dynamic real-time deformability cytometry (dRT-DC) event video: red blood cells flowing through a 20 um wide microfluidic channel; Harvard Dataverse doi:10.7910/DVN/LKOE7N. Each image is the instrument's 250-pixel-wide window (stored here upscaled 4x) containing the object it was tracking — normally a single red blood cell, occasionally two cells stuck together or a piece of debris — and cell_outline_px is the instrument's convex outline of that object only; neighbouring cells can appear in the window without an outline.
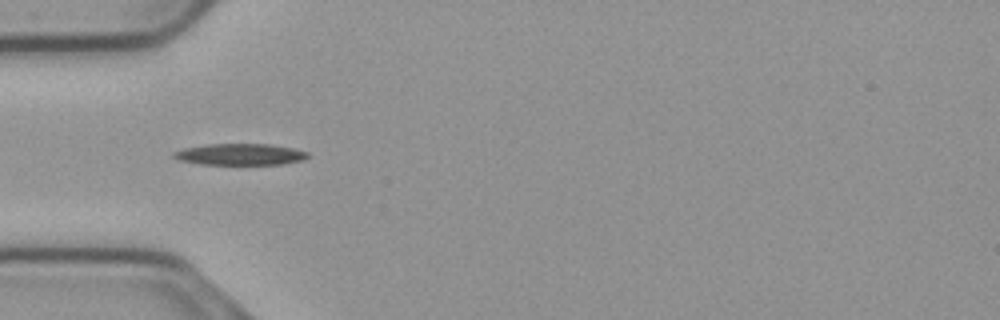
{"species": "common noctule bat (a hibernating species)", "species_latin": "Nyctalus noctula", "temperature_condition": "cold", "stored_images_in_passage": 12, "camera_frame_rate_fps": 3000, "um_per_image_px": 0.085, "animal": {"sex": "male", "body_mass_g": 23.1, "forearm_length_mm": 52.7}, "frame": {"image": 1, "passage_image": 6, "time_ms": 1.667, "image_size_px": [1000, 320], "cell_outline_px": [[308, 156], [304, 160], [284, 164], [200, 164], [180, 160], [172, 156], [172, 152], [184, 148], [208, 144], [268, 144], [292, 148], [308, 152]], "centroid_in_image_um": [20.41, 13.12], "position_along_channel_um": 64.6, "area_um2": 16.65}}
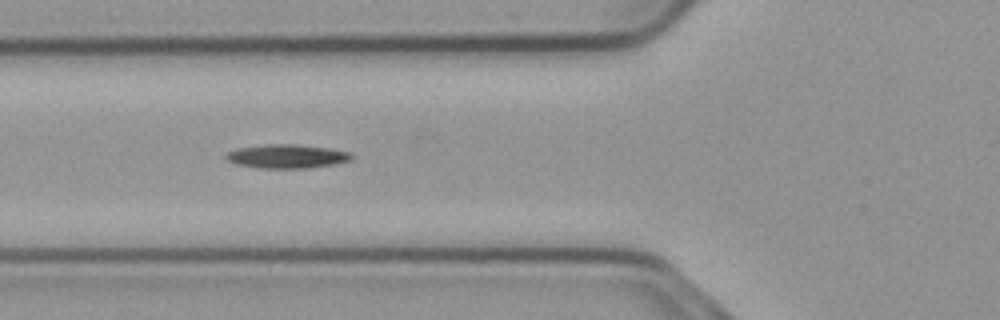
{"frame": {"image": 2, "passage_image": 9, "time_ms": 2.667, "image_size_px": [1000, 320], "cell_outline_px": [[352, 160], [332, 164], [304, 168], [260, 168], [236, 164], [228, 160], [224, 156], [228, 152], [236, 148], [268, 144], [296, 144], [328, 148], [348, 152], [352, 156]], "centroid_in_image_um": [24.34, 13.28], "position_along_channel_um": 101.5, "area_um2": 17.22}}